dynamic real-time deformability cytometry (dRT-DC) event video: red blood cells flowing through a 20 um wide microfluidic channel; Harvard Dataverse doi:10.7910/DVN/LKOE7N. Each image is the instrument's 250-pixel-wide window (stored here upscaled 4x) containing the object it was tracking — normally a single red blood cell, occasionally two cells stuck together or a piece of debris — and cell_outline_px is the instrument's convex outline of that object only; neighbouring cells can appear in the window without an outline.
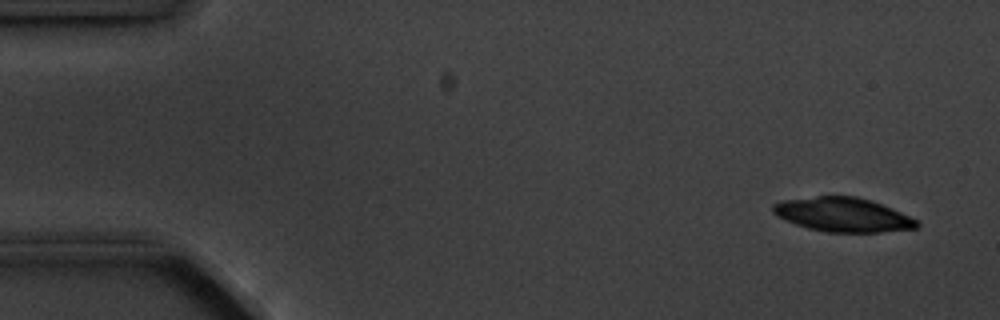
{"species": "common noctule bat (a hibernating species)", "species_latin": "Nyctalus noctula", "temperature_condition": "cold", "stored_images_in_passage": 9, "camera_frame_rate_fps": 3000, "um_per_image_px": 0.085, "animal": {"sex": "male", "body_mass_g": 20.1, "forearm_length_mm": 53.5}, "frame": {"image": 1, "passage_image": 1, "time_ms": 0.0, "image_size_px": [1000, 320], "cell_outline_px": [[920, 228], [880, 232], [828, 232], [808, 228], [784, 220], [776, 216], [772, 212], [772, 204], [780, 200], [816, 196], [856, 196], [872, 200], [892, 208], [916, 220], [920, 224]], "centroid_in_image_um": [71.62, 18.24], "position_along_channel_um": 13.4, "area_um2": 28.78}}